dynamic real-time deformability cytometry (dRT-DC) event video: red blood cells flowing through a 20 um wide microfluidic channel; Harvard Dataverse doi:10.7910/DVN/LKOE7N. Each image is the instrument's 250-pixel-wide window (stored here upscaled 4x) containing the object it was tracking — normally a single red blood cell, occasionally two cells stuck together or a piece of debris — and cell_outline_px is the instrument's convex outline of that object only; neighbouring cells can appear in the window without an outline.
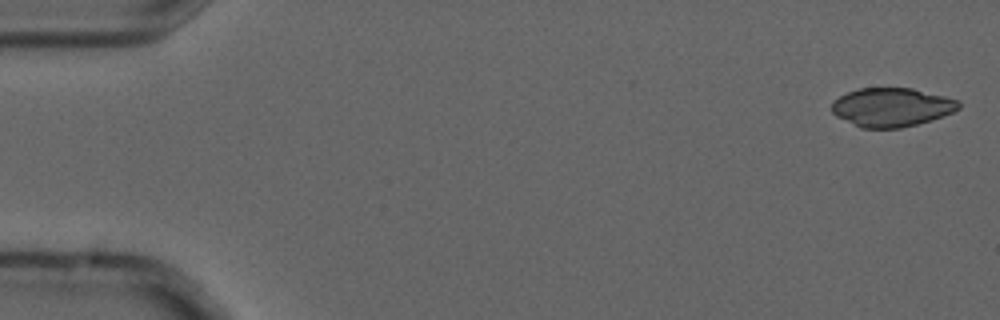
{"species": "common noctule bat (a hibernating species)", "species_latin": "Nyctalus noctula", "temperature_condition": "cold", "stored_images_in_passage": 4, "segment_of_instrument_passage": [1, 2], "camera_frame_rate_fps": 3000, "um_per_image_px": 0.085, "animal": {"sex": "male", "forearm_length_mm": 52.5}, "frame": {"image": 1, "passage_image": 1, "time_ms": 0.0, "image_size_px": [1000, 320], "cell_outline_px": [[960, 108], [952, 112], [916, 124], [900, 128], [860, 128], [836, 116], [832, 112], [832, 100], [848, 92], [860, 88], [912, 88], [960, 100]], "centroid_in_image_um": [75.76, 9.11], "position_along_channel_um": 9.2, "area_um2": 28.5}}